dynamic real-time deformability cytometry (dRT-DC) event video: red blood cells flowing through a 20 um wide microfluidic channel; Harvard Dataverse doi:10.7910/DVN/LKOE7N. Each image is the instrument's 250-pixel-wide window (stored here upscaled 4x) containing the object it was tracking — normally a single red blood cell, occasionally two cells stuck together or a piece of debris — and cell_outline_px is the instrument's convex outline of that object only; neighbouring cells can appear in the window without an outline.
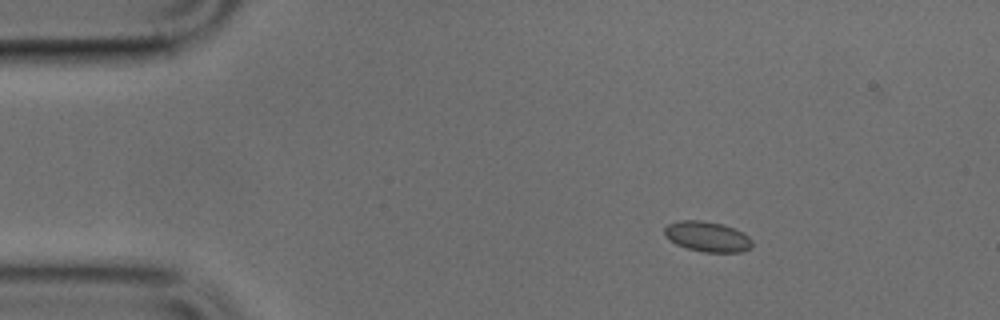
{"species": "common noctule bat (a hibernating species)", "species_latin": "Nyctalus noctula", "temperature_condition": "cold", "stored_images_in_passage": 43, "camera_frame_rate_fps": 3000, "um_per_image_px": 0.085, "animal": {"sex": "male", "body_mass_g": 17.9, "forearm_length_mm": 54.2}, "frame": {"image": 1, "passage_image": 1, "time_ms": 0.0, "image_size_px": [1000, 320], "cell_outline_px": [[752, 248], [740, 252], [704, 252], [688, 248], [676, 244], [664, 232], [664, 228], [668, 224], [680, 220], [700, 220], [720, 224], [744, 232], [752, 240]], "centroid_in_image_um": [60.16, 20.11], "position_along_channel_um": 24.8, "area_um2": 15.26}}
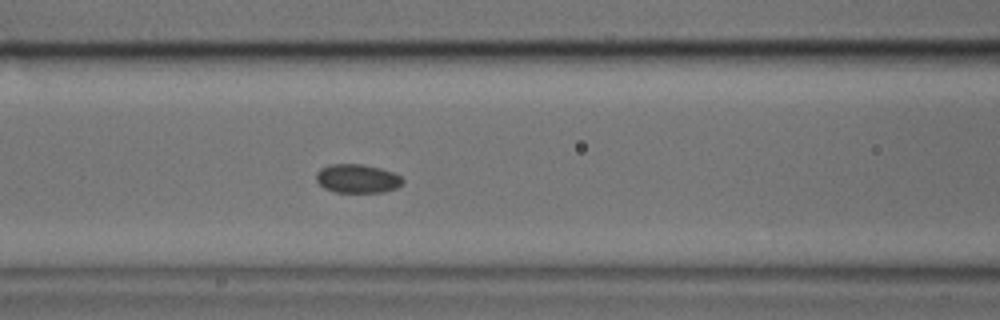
{"frame": {"image": 2, "passage_image": 14, "time_ms": 4.333, "image_size_px": [1000, 320], "cell_outline_px": [[404, 180], [396, 188], [384, 192], [336, 192], [324, 188], [316, 180], [316, 172], [320, 168], [328, 164], [364, 164], [380, 168], [392, 172], [400, 176]], "centroid_in_image_um": [30.34, 15.17], "position_along_channel_um": 136.3, "area_um2": 14.51}}
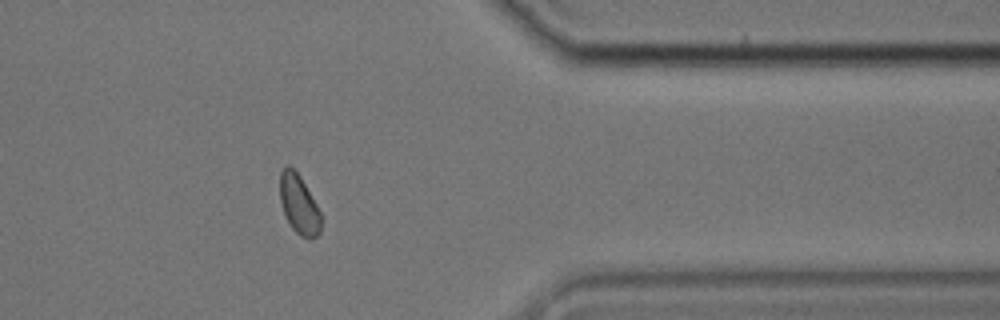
{"frame": {"image": 3, "passage_image": 34, "time_ms": 11.0, "image_size_px": [1000, 320], "cell_outline_px": [[320, 232], [312, 240], [308, 240], [300, 236], [292, 228], [284, 212], [280, 200], [280, 172], [288, 164], [300, 176], [316, 204], [320, 212]], "centroid_in_image_um": [25.41, 17.4], "position_along_channel_um": 386.0, "area_um2": 13.99}}